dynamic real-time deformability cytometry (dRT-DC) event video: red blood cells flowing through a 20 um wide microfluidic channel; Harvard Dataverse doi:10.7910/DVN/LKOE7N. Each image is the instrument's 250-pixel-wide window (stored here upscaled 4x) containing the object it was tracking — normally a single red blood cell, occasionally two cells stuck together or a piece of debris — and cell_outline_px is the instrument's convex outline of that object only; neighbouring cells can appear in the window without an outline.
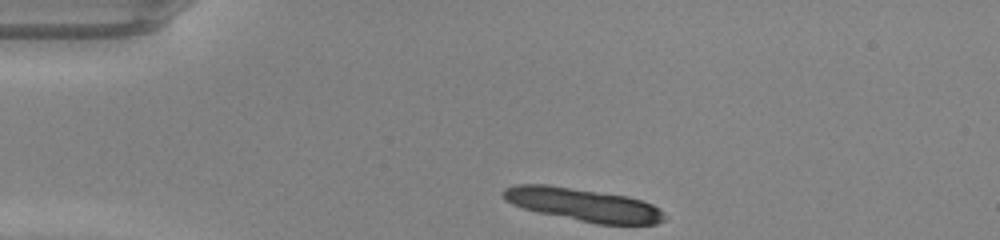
{"species": "common noctule bat (a hibernating species)", "species_latin": "Nyctalus noctula", "temperature_condition": "warm", "stored_images_in_passage": 22, "camera_frame_rate_fps": 3000, "um_per_image_px": 0.085, "animal": {"sex": "male", "body_mass_g": 20.0, "forearm_length_mm": 53.3}, "frame": {"image": 1, "passage_image": 1, "time_ms": 0.0, "image_size_px": [1000, 240], "cell_outline_px": [[668, 216], [664, 220], [656, 224], [596, 224], [540, 212], [524, 208], [512, 204], [504, 200], [500, 192], [504, 188], [516, 184], [548, 184], [628, 196], [652, 204], [660, 208]], "centroid_in_image_um": [49.58, 17.39], "position_along_channel_um": 35.4, "area_um2": 31.1}}
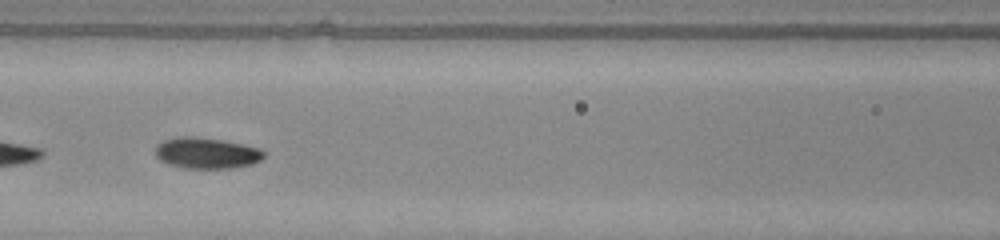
{"frame": {"image": 2, "passage_image": 13, "time_ms": 4.0, "image_size_px": [1000, 240], "cell_outline_px": [[264, 156], [260, 160], [252, 164], [232, 168], [184, 168], [168, 164], [160, 160], [156, 156], [156, 144], [164, 140], [176, 136], [196, 136], [220, 140], [260, 148], [264, 152]], "centroid_in_image_um": [17.52, 13.01], "position_along_channel_um": 149.1, "area_um2": 19.59}}
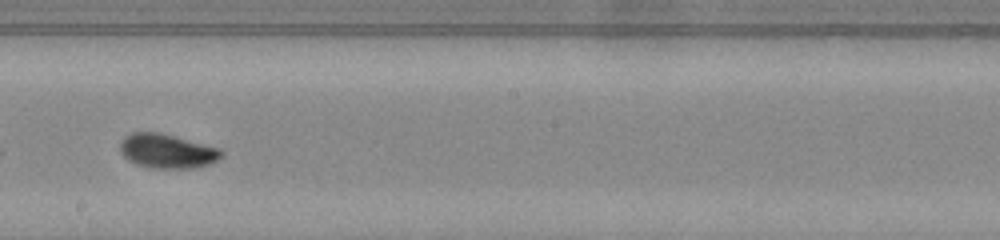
{"frame": {"image": 3, "passage_image": 19, "time_ms": 6.0, "image_size_px": [1000, 240], "cell_outline_px": [[224, 152], [216, 160], [208, 164], [196, 168], [148, 168], [136, 164], [128, 160], [120, 152], [120, 144], [124, 136], [132, 132], [160, 132], [220, 148]], "centroid_in_image_um": [14.17, 12.84], "position_along_channel_um": 234.0, "area_um2": 20.29}}